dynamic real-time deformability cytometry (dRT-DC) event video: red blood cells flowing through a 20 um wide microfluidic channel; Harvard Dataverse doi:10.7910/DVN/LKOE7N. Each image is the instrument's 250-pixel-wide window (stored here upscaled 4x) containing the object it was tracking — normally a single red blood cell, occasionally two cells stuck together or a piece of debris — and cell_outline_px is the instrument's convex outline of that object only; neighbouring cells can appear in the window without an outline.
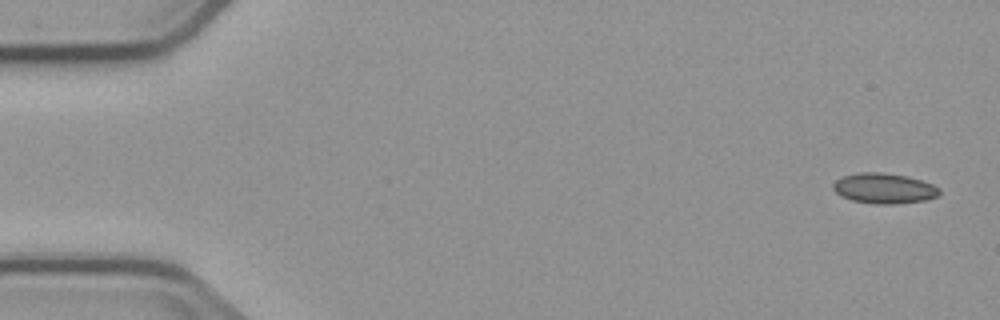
{"species": "common noctule bat (a hibernating species)", "species_latin": "Nyctalus noctula", "temperature_condition": "cold", "stored_images_in_passage": 5, "camera_frame_rate_fps": 3000, "um_per_image_px": 0.085, "animal": {"sex": "male", "body_mass_g": 23.1, "forearm_length_mm": 52.7}, "frame": {"image": 1, "passage_image": 1, "time_ms": 0.0, "image_size_px": [1000, 320], "cell_outline_px": [[940, 192], [936, 196], [924, 200], [892, 204], [872, 204], [852, 200], [840, 196], [832, 188], [832, 184], [836, 180], [844, 176], [860, 172], [880, 172], [908, 176], [932, 184], [940, 188]], "centroid_in_image_um": [75.12, 16.01], "position_along_channel_um": 9.9, "area_um2": 18.73}}